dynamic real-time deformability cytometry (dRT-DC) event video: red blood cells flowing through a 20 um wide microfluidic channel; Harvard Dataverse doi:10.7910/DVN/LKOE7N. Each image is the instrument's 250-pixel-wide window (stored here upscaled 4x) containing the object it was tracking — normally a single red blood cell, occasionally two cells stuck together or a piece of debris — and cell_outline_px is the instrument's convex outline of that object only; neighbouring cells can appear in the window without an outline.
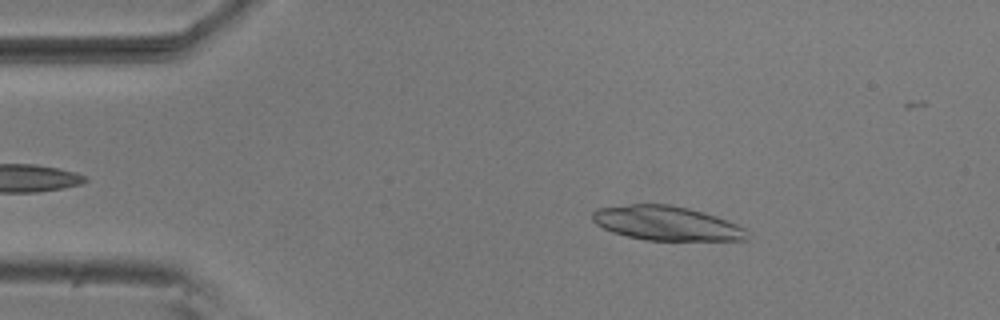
{"species": "common noctule bat (a hibernating species)", "species_latin": "Nyctalus noctula", "temperature_condition": "room temperature", "stored_images_in_passage": 45, "camera_frame_rate_fps": 3000, "um_per_image_px": 0.085, "animal": {"sex": "male", "body_mass_g": 20.5, "forearm_length_mm": 52.5}, "frame": {"image": 1, "passage_image": 8, "time_ms": 2.333, "image_size_px": [1000, 320], "cell_outline_px": [[748, 240], [648, 240], [628, 236], [612, 232], [596, 224], [592, 220], [592, 212], [596, 208], [632, 204], [668, 204], [688, 208], [716, 216], [728, 220], [744, 228]], "centroid_in_image_um": [56.62, 18.97], "position_along_channel_um": 28.4, "area_um2": 30.69}}